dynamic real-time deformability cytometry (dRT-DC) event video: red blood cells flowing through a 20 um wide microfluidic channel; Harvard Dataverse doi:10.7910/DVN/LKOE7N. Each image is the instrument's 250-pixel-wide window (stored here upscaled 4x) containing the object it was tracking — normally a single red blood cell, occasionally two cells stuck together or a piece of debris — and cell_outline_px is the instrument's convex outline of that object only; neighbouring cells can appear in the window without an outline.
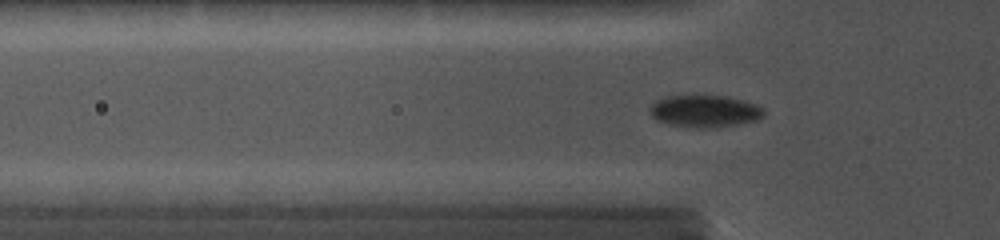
{"species": "common noctule bat (a hibernating species)", "species_latin": "Nyctalus noctula", "temperature_condition": "cold", "stored_images_in_passage": 74, "camera_frame_rate_fps": 5000, "um_per_image_px": 0.085, "animal": {"sex": "female", "body_mass_g": 19.0, "forearm_length_mm": 56.7}, "frame": {"image": 1, "passage_image": 20, "time_ms": 2.8, "image_size_px": [1000, 240], "cell_outline_px": [[764, 116], [756, 120], [716, 128], [696, 128], [672, 124], [656, 120], [648, 112], [648, 108], [656, 100], [664, 96], [728, 96], [744, 100], [756, 104], [764, 108]], "centroid_in_image_um": [59.9, 9.44], "position_along_channel_um": 65.9, "area_um2": 21.44}}
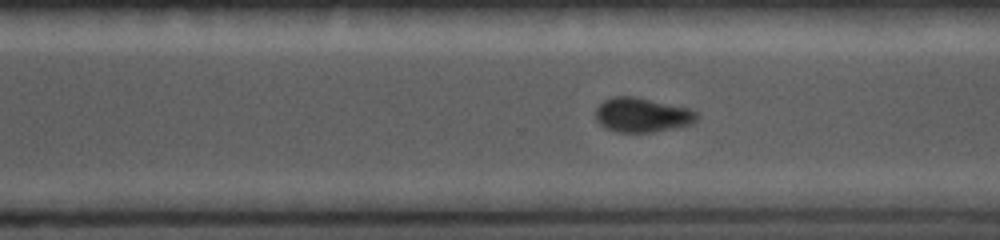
{"frame": {"image": 2, "passage_image": 55, "time_ms": 9.0, "image_size_px": [1000, 240], "cell_outline_px": [[700, 116], [692, 124], [676, 128], [652, 132], [616, 132], [604, 128], [596, 120], [596, 108], [604, 100], [612, 96], [636, 96], [692, 108]], "centroid_in_image_um": [54.61, 9.76], "position_along_channel_um": 316.0, "area_um2": 20.75}}
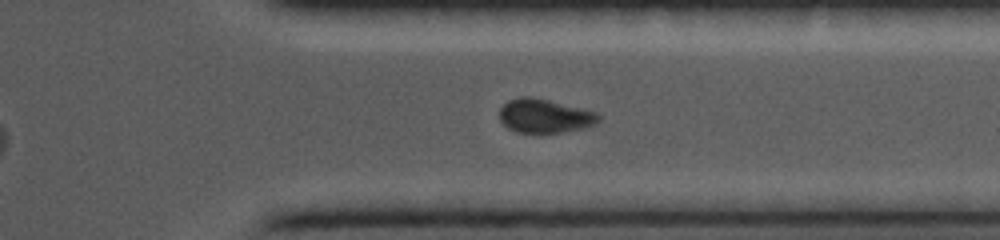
{"frame": {"image": 3, "passage_image": 60, "time_ms": 10.2, "image_size_px": [1000, 240], "cell_outline_px": [[600, 120], [596, 124], [584, 128], [564, 132], [516, 132], [508, 128], [500, 120], [500, 108], [508, 100], [520, 96], [528, 96], [548, 100], [600, 112]], "centroid_in_image_um": [46.34, 9.85], "position_along_channel_um": 365.1, "area_um2": 19.65}}